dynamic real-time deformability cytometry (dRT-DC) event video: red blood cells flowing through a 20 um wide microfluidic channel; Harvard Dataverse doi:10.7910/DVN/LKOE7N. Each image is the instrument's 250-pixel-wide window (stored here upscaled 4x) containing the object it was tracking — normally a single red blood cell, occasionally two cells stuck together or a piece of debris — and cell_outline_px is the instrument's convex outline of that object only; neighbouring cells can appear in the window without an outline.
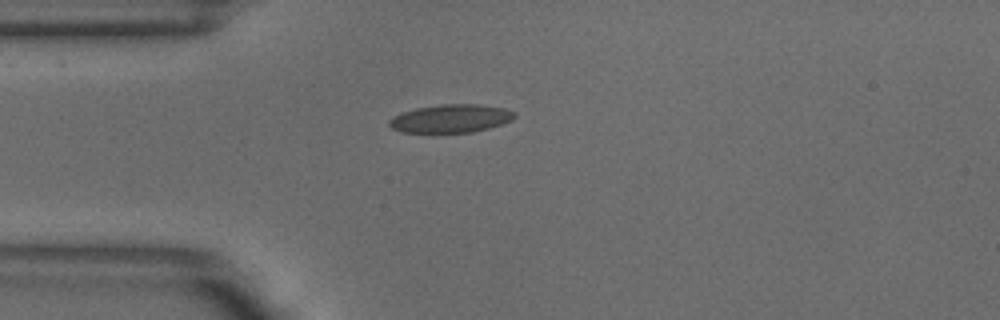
{"species": "common noctule bat (a hibernating species)", "species_latin": "Nyctalus noctula", "temperature_condition": "warm", "stored_images_in_passage": 3, "camera_frame_rate_fps": 3000, "um_per_image_px": 0.085, "animal": {"sex": "male", "body_mass_g": 18.8}, "frame": {"image": 1, "passage_image": 3, "time_ms": 0.667, "image_size_px": [1000, 320], "cell_outline_px": [[516, 116], [512, 120], [504, 124], [472, 132], [400, 132], [392, 128], [388, 124], [388, 120], [392, 116], [400, 112], [416, 108], [440, 104], [480, 104], [504, 108], [516, 112]], "centroid_in_image_um": [38.31, 10.06], "position_along_channel_um": 46.7, "area_um2": 20.81}}